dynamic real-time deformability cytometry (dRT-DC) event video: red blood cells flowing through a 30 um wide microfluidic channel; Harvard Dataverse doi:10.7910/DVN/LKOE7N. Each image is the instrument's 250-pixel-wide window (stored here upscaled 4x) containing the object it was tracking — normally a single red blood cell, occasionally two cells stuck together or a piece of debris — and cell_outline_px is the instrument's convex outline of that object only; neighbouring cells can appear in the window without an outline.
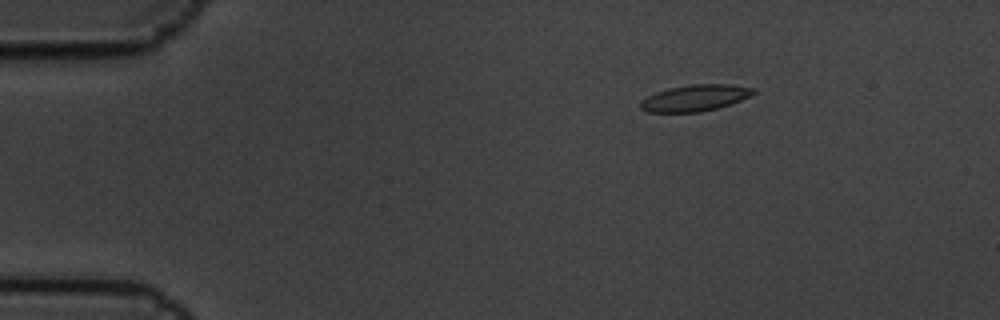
{"species": "common noctule bat (a hibernating species)", "species_latin": "Nyctalus noctula", "temperature_condition": "cold", "stored_images_in_passage": 9, "camera_frame_rate_fps": 3000, "um_per_image_px": 0.085, "animal": {"sex": "male", "body_mass_g": 19.5, "forearm_length_mm": 54.6}, "frame": {"image": 1, "passage_image": 1, "time_ms": 0.0, "image_size_px": [1000, 320], "cell_outline_px": [[756, 92], [740, 100], [716, 108], [700, 112], [648, 112], [640, 108], [640, 100], [656, 92], [668, 88], [692, 84], [728, 84], [756, 88]], "centroid_in_image_um": [59.05, 8.32], "position_along_channel_um": 26.0, "area_um2": 17.22}}
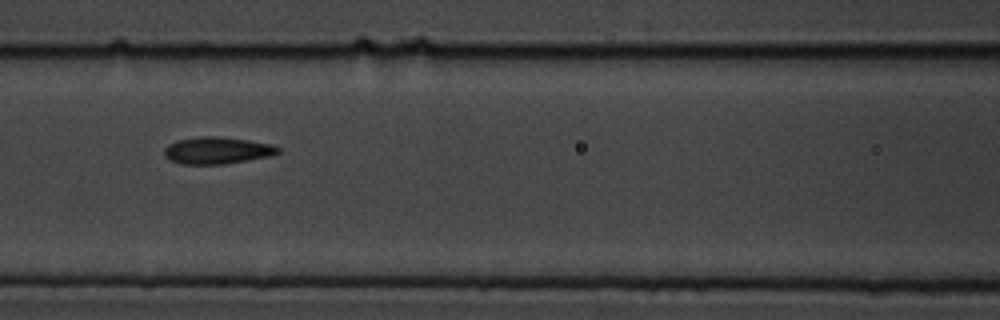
{"frame": {"image": 2, "passage_image": 6, "time_ms": 1.667, "image_size_px": [1000, 320], "cell_outline_px": [[280, 152], [272, 156], [224, 164], [180, 164], [168, 160], [164, 156], [164, 148], [168, 144], [180, 140], [200, 136], [220, 136], [248, 140], [272, 144], [280, 148]], "centroid_in_image_um": [18.46, 12.79], "position_along_channel_um": 148.1, "area_um2": 18.03}}
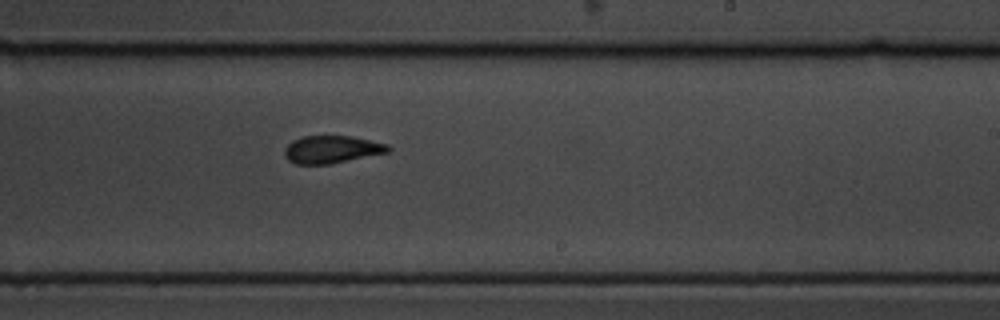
{"frame": {"image": 3, "passage_image": 9, "time_ms": 2.667, "image_size_px": [1000, 320], "cell_outline_px": [[392, 148], [388, 152], [332, 164], [296, 164], [288, 160], [284, 156], [284, 148], [292, 140], [300, 136], [352, 136], [388, 144]], "centroid_in_image_um": [28.18, 12.7], "position_along_channel_um": 260.8, "area_um2": 16.82}}